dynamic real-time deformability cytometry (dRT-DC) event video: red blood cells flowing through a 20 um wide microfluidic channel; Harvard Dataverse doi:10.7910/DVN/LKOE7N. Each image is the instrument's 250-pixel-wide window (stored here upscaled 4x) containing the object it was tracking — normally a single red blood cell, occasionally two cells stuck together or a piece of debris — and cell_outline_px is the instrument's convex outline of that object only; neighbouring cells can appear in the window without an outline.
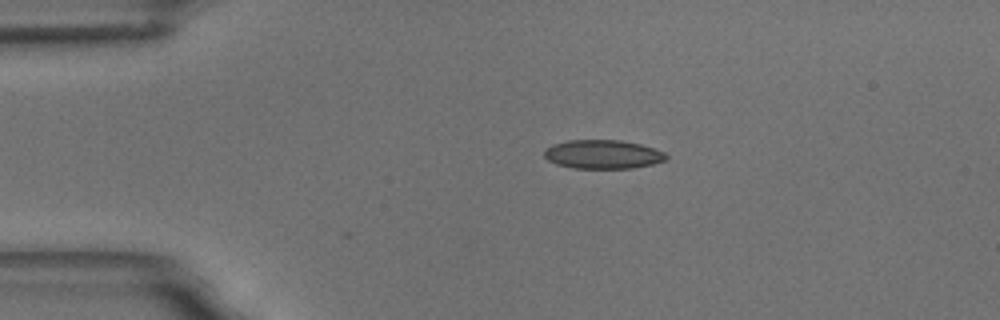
{"species": "common noctule bat (a hibernating species)", "species_latin": "Nyctalus noctula", "temperature_condition": "room temperature", "stored_images_in_passage": 3, "camera_frame_rate_fps": 3000, "um_per_image_px": 0.085, "animal": {"sex": "male", "body_mass_g": 18.8}, "frame": {"image": 1, "passage_image": 1, "time_ms": 0.0, "image_size_px": [1000, 320], "cell_outline_px": [[668, 156], [664, 160], [652, 164], [632, 168], [572, 168], [556, 164], [548, 160], [544, 156], [544, 148], [552, 144], [568, 140], [620, 140], [640, 144], [664, 152]], "centroid_in_image_um": [51.19, 13.11], "position_along_channel_um": 33.8, "area_um2": 20.46}}
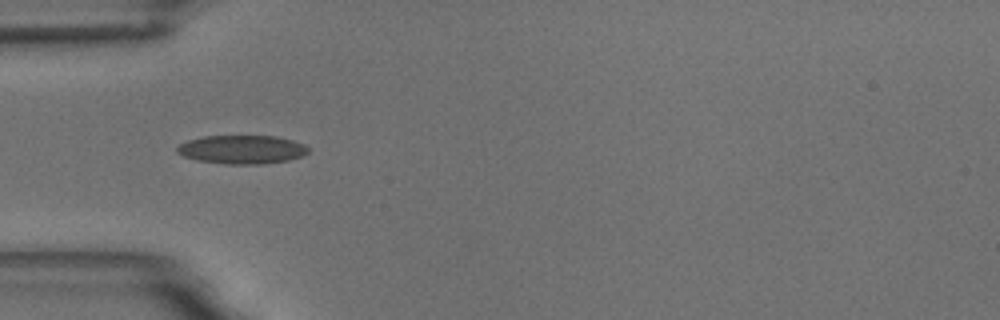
{"frame": {"image": 2, "passage_image": 2, "time_ms": 2.0, "image_size_px": [1000, 320], "cell_outline_px": [[308, 152], [304, 156], [288, 160], [264, 164], [224, 164], [196, 160], [184, 156], [176, 152], [176, 148], [180, 144], [188, 140], [204, 136], [276, 136], [292, 140], [304, 144], [308, 148]], "centroid_in_image_um": [20.57, 12.71], "position_along_channel_um": 64.4, "area_um2": 21.96}}